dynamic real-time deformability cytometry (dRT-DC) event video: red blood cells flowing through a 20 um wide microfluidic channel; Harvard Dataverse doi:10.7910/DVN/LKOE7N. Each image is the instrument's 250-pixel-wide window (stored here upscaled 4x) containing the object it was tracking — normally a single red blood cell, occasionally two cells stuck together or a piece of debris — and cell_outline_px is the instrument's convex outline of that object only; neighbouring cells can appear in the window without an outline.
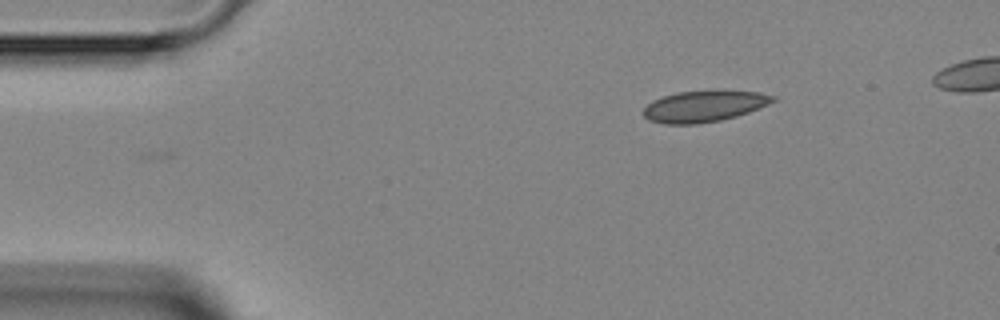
{"species": "Egyptian fruit bat (a non-hibernating species)", "species_latin": "Rousettus aegyptiacus", "temperature_condition": "room temperature", "stored_images_in_passage": 2, "camera_frame_rate_fps": 3000, "um_per_image_px": 0.085, "animal": {"sex": "female"}, "frame": {"image": 1, "passage_image": 1, "time_ms": 0.0, "image_size_px": [1000, 320], "cell_outline_px": [[776, 100], [768, 104], [748, 112], [736, 116], [720, 120], [696, 124], [664, 124], [648, 120], [640, 112], [652, 100], [676, 92], [716, 88], [760, 92], [776, 96]], "centroid_in_image_um": [59.85, 8.99], "position_along_channel_um": 25.2, "area_um2": 24.33}}